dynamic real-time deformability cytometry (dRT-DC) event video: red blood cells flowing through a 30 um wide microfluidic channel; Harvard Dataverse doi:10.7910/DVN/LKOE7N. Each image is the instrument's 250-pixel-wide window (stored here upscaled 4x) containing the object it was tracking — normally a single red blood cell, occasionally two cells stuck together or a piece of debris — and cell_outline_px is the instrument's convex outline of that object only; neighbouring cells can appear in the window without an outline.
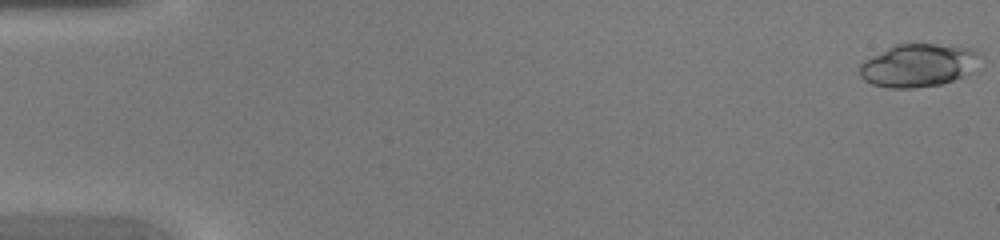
{"species": "common noctule bat (a hibernating species)", "species_latin": "Nyctalus noctula", "temperature_condition": "warm", "stored_images_in_passage": 46, "camera_frame_rate_fps": 3000, "um_per_image_px": 0.085, "animal": {"sex": "female", "body_mass_g": 20.0, "forearm_length_mm": 54.0}, "frame": {"image": 1, "passage_image": 1, "time_ms": 0.0, "image_size_px": [1000, 240], "cell_outline_px": [[984, 56], [972, 72], [964, 76], [940, 84], [916, 88], [888, 88], [872, 84], [864, 80], [860, 76], [860, 64], [864, 60], [892, 44], [936, 44], [972, 48], [984, 52]], "centroid_in_image_um": [78.11, 5.54], "position_along_channel_um": 6.9, "area_um2": 30.75}}